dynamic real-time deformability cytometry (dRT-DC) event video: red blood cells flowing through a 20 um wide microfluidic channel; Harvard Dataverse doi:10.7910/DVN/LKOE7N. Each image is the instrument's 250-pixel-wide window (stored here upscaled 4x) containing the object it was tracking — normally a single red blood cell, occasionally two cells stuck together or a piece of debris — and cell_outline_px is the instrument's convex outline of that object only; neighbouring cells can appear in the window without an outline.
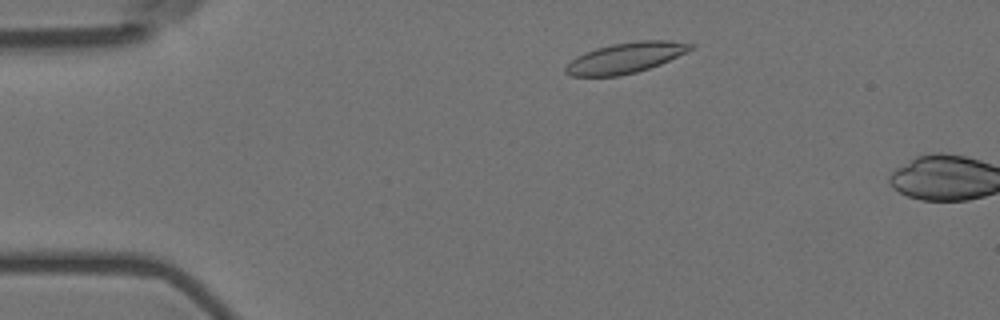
{"species": "Egyptian fruit bat (a non-hibernating species)", "species_latin": "Rousettus aegyptiacus", "temperature_condition": "room temperature", "stored_images_in_passage": 7, "camera_frame_rate_fps": 3000, "um_per_image_px": 0.085, "animal": {"sex": "female"}, "frame": {"image": 1, "passage_image": 5, "time_ms": 1.333, "image_size_px": [1000, 320], "cell_outline_px": [[696, 44], [692, 48], [660, 64], [636, 72], [620, 76], [572, 76], [564, 72], [564, 68], [576, 56], [584, 52], [596, 48], [612, 44], [636, 40], [668, 40]], "centroid_in_image_um": [53.13, 4.91], "position_along_channel_um": 31.9, "area_um2": 22.08}}